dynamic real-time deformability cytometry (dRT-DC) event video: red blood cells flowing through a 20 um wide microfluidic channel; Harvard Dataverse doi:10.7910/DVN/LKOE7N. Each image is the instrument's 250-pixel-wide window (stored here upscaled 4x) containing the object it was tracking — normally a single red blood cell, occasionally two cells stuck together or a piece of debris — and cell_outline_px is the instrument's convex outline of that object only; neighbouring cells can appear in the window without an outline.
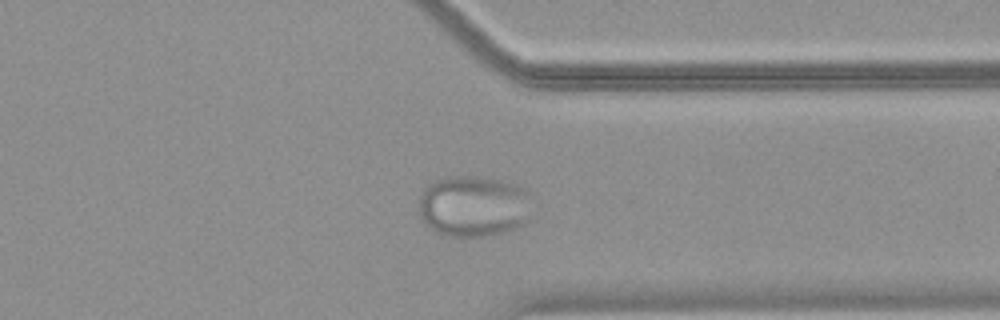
{"species": "common noctule bat (a hibernating species)", "species_latin": "Nyctalus noctula", "temperature_condition": "warm", "stored_images_in_passage": 52, "camera_frame_rate_fps": 3000, "um_per_image_px": 0.085, "animal": {"sex": "female", "body_mass_g": 18.4}, "frame": {"image": 1, "passage_image": 41, "time_ms": 13.333, "image_size_px": [1000, 320], "cell_outline_px": [[528, 220], [524, 224], [516, 228], [504, 232], [484, 236], [452, 236], [436, 232], [420, 216], [420, 196], [436, 180], [448, 176], [468, 176], [496, 180], [520, 184], [524, 192]], "centroid_in_image_um": [40.22, 17.54], "position_along_channel_um": 371.2, "area_um2": 39.19}}
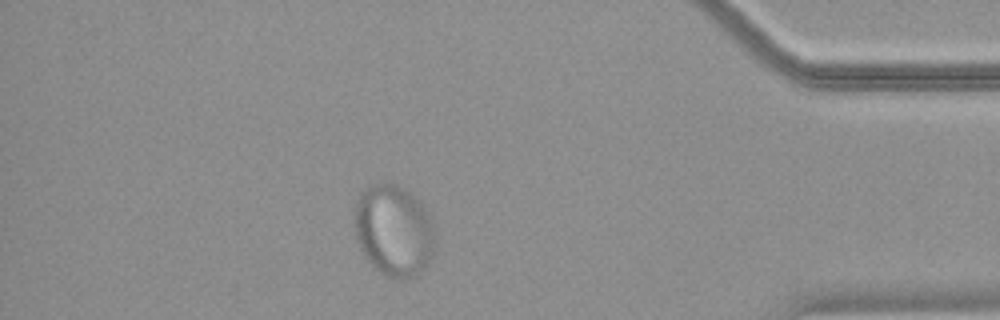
{"frame": {"image": 2, "passage_image": 46, "time_ms": 15.0, "image_size_px": [1000, 320], "cell_outline_px": [[432, 256], [428, 264], [420, 272], [404, 280], [400, 280], [388, 276], [380, 272], [364, 256], [356, 240], [356, 200], [372, 184], [396, 184], [404, 188], [428, 212], [432, 220]], "centroid_in_image_um": [33.46, 19.63], "position_along_channel_um": 401.7, "area_um2": 42.02}}